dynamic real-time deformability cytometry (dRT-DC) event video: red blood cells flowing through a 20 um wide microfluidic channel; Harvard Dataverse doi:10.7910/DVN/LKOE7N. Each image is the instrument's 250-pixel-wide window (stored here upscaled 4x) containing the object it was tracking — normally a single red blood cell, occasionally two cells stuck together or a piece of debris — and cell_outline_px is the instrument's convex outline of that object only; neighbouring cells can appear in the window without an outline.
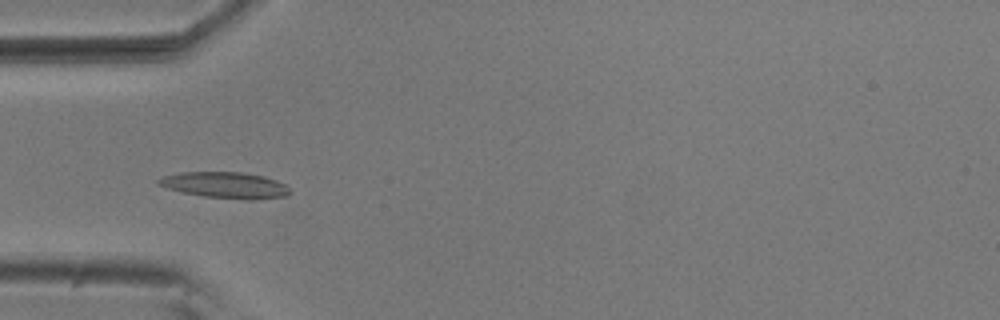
{"species": "common noctule bat (a hibernating species)", "species_latin": "Nyctalus noctula", "temperature_condition": "room temperature", "stored_images_in_passage": 7, "camera_frame_rate_fps": 3000, "um_per_image_px": 0.085, "animal": {"sex": "male", "body_mass_g": 20.5, "forearm_length_mm": 52.5}, "frame": {"image": 1, "passage_image": 5, "time_ms": 1.333, "image_size_px": [1000, 320], "cell_outline_px": [[292, 192], [288, 196], [252, 200], [248, 200], [204, 196], [184, 192], [168, 188], [156, 184], [156, 180], [164, 176], [180, 172], [240, 172], [264, 176], [276, 180], [284, 184]], "centroid_in_image_um": [19.17, 15.74], "position_along_channel_um": 65.8, "area_um2": 20.0}}
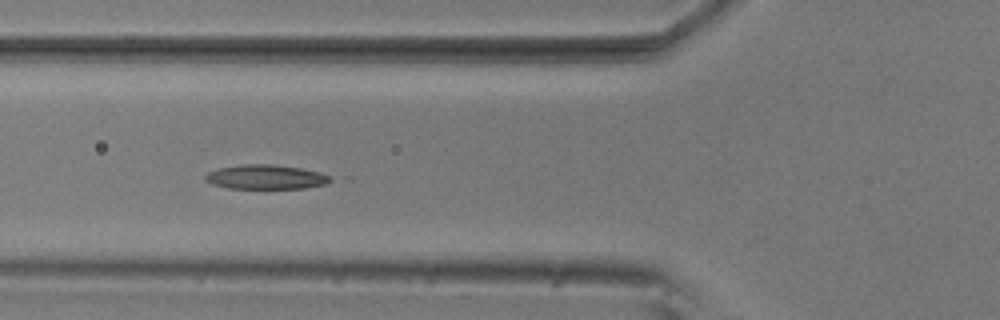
{"frame": {"image": 2, "passage_image": 6, "time_ms": 1.667, "image_size_px": [1000, 320], "cell_outline_px": [[336, 180], [328, 184], [304, 188], [228, 188], [212, 184], [204, 180], [204, 176], [208, 172], [220, 168], [240, 164], [272, 164], [300, 168], [320, 172], [332, 176]], "centroid_in_image_um": [22.65, 15.04], "position_along_channel_um": 103.2, "area_um2": 17.98}}
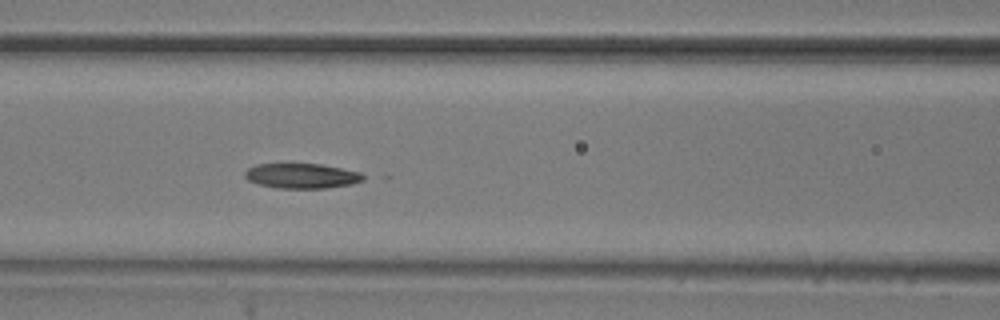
{"frame": {"image": 3, "passage_image": 7, "time_ms": 2.0, "image_size_px": [1000, 320], "cell_outline_px": [[368, 176], [364, 180], [352, 184], [324, 188], [276, 188], [260, 184], [248, 180], [244, 176], [244, 172], [248, 168], [256, 164], [320, 164], [360, 172]], "centroid_in_image_um": [25.67, 14.95], "position_along_channel_um": 140.9, "area_um2": 17.22}}